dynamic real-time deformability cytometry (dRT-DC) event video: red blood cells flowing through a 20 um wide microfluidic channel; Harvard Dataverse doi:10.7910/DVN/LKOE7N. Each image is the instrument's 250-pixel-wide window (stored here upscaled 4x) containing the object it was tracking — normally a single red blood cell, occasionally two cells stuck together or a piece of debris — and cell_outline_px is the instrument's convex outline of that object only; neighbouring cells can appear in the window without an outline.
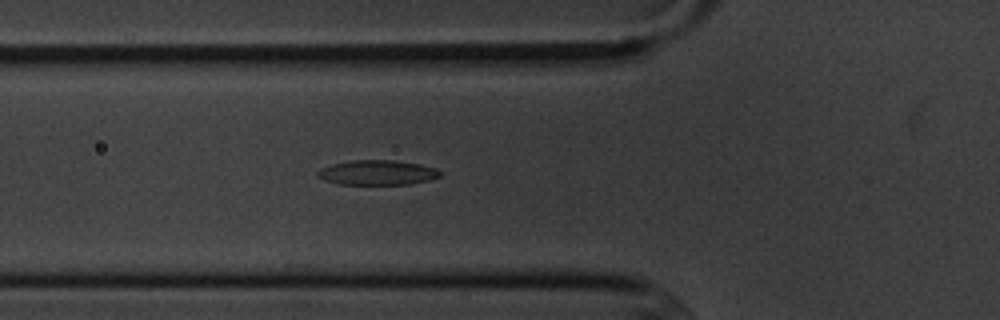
{"species": "common noctule bat (a hibernating species)", "species_latin": "Nyctalus noctula", "temperature_condition": "cold", "stored_images_in_passage": 6, "camera_frame_rate_fps": 3000, "um_per_image_px": 0.085, "animal": {"sex": "male", "body_mass_g": 20.1, "forearm_length_mm": 53.5}, "frame": {"image": 1, "passage_image": 6, "time_ms": 6.667, "image_size_px": [1000, 320], "cell_outline_px": [[440, 176], [428, 180], [408, 184], [340, 184], [324, 180], [316, 176], [316, 172], [320, 168], [332, 164], [352, 160], [392, 160], [420, 164], [436, 168], [440, 172]], "centroid_in_image_um": [32.03, 14.66], "position_along_channel_um": 93.8, "area_um2": 17.63}}